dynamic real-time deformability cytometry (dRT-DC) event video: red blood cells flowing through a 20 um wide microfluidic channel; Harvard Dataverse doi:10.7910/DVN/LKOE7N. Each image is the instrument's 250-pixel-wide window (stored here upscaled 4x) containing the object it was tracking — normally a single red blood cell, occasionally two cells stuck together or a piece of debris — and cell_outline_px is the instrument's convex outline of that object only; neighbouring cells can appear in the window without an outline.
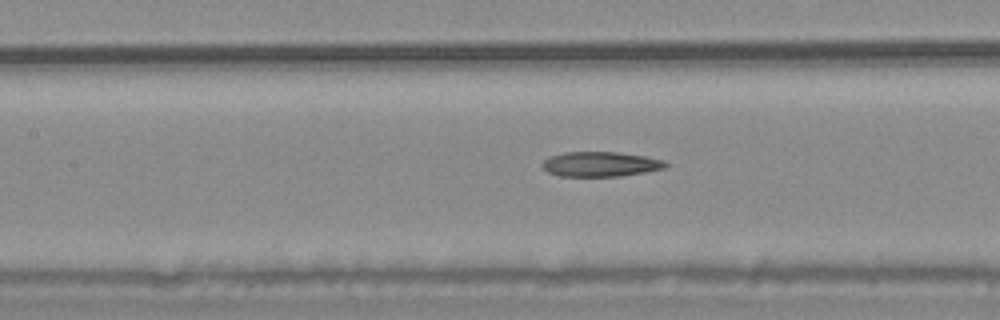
{"species": "common noctule bat (a hibernating species)", "species_latin": "Nyctalus noctula", "temperature_condition": "warm", "stored_images_in_passage": 45, "camera_frame_rate_fps": 3000, "um_per_image_px": 0.085, "animal": {"sex": "male", "body_mass_g": 20.4}, "frame": {"image": 1, "passage_image": 26, "time_ms": 8.333, "image_size_px": [1000, 320], "cell_outline_px": [[668, 164], [664, 168], [644, 172], [620, 176], [560, 176], [548, 172], [540, 164], [544, 160], [552, 156], [564, 152], [616, 152], [644, 156], [664, 160]], "centroid_in_image_um": [51.03, 13.95], "position_along_channel_um": 156.4, "area_um2": 17.69}}